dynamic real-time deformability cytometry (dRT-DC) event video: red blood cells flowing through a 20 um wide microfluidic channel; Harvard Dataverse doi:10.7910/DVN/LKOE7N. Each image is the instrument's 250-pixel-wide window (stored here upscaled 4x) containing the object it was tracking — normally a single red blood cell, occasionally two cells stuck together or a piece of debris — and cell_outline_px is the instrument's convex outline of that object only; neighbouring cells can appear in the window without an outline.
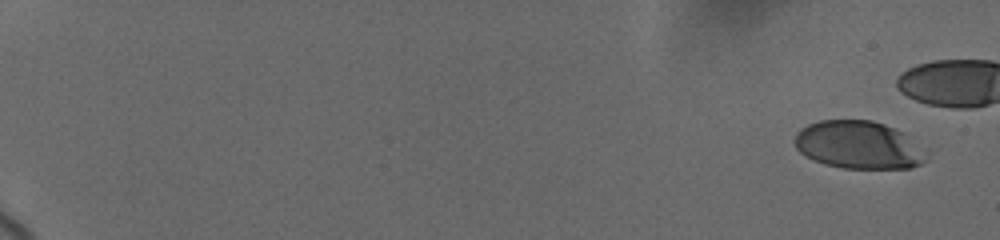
{"species": "human", "species_latin": "Homo sapiens", "temperature_condition": "cold", "stored_images_in_passage": 9, "camera_frame_rate_fps": 3000, "um_per_image_px": 0.085, "donor": {"sex": "female"}, "frame": {"image": 1, "passage_image": 1, "time_ms": 0.0, "image_size_px": [1000, 240], "cell_outline_px": [[924, 160], [920, 164], [912, 168], [844, 168], [824, 164], [800, 152], [796, 148], [796, 132], [800, 128], [808, 124], [820, 120], [872, 120], [884, 124], [900, 132], [924, 156]], "centroid_in_image_um": [72.85, 12.32], "position_along_channel_um": 12.1, "area_um2": 35.49}}
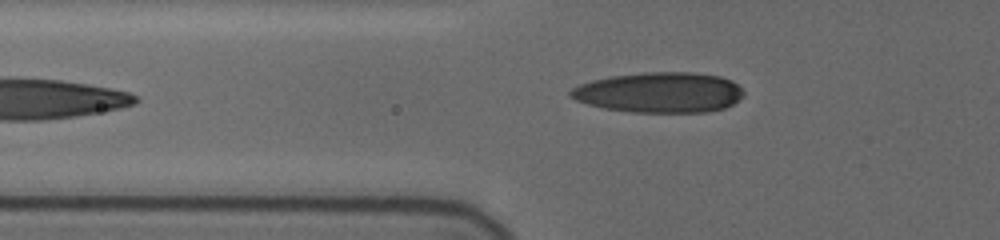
{"frame": {"image": 2, "passage_image": 9, "time_ms": 8.667, "image_size_px": [1000, 240], "cell_outline_px": [[744, 96], [732, 104], [724, 108], [708, 112], [628, 112], [604, 108], [588, 104], [576, 100], [568, 96], [568, 92], [572, 88], [580, 84], [592, 80], [608, 76], [648, 72], [692, 72], [720, 76], [732, 80], [744, 92]], "centroid_in_image_um": [56.04, 7.86], "position_along_channel_um": 69.8, "area_um2": 40.92}}